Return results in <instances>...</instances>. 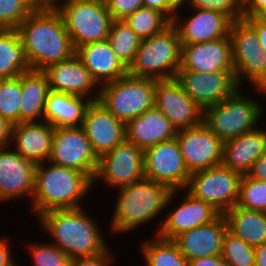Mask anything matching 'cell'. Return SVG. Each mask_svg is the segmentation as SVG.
<instances>
[{"mask_svg":"<svg viewBox=\"0 0 266 266\" xmlns=\"http://www.w3.org/2000/svg\"><path fill=\"white\" fill-rule=\"evenodd\" d=\"M31 70L70 59L76 52L56 8L35 9L17 28Z\"/></svg>","mask_w":266,"mask_h":266,"instance_id":"1","label":"cell"},{"mask_svg":"<svg viewBox=\"0 0 266 266\" xmlns=\"http://www.w3.org/2000/svg\"><path fill=\"white\" fill-rule=\"evenodd\" d=\"M116 201L110 218V231L114 236L126 235L154 219L171 206L181 190H171L168 186L148 178L116 188ZM164 209V210H163Z\"/></svg>","mask_w":266,"mask_h":266,"instance_id":"2","label":"cell"},{"mask_svg":"<svg viewBox=\"0 0 266 266\" xmlns=\"http://www.w3.org/2000/svg\"><path fill=\"white\" fill-rule=\"evenodd\" d=\"M88 211L83 206L51 210L40 215L37 220L41 230L50 236L48 241L71 259L89 257L104 252L110 245L100 227L102 224Z\"/></svg>","mask_w":266,"mask_h":266,"instance_id":"3","label":"cell"},{"mask_svg":"<svg viewBox=\"0 0 266 266\" xmlns=\"http://www.w3.org/2000/svg\"><path fill=\"white\" fill-rule=\"evenodd\" d=\"M92 190L84 173L46 161L36 165L29 207L36 218L51 210L79 208Z\"/></svg>","mask_w":266,"mask_h":266,"instance_id":"4","label":"cell"},{"mask_svg":"<svg viewBox=\"0 0 266 266\" xmlns=\"http://www.w3.org/2000/svg\"><path fill=\"white\" fill-rule=\"evenodd\" d=\"M242 89L239 87L227 99L203 110L204 125L223 142L255 129L265 117L264 104L242 94Z\"/></svg>","mask_w":266,"mask_h":266,"instance_id":"5","label":"cell"},{"mask_svg":"<svg viewBox=\"0 0 266 266\" xmlns=\"http://www.w3.org/2000/svg\"><path fill=\"white\" fill-rule=\"evenodd\" d=\"M181 66V43L176 28L170 24L162 32L141 40L128 74L134 77L168 80Z\"/></svg>","mask_w":266,"mask_h":266,"instance_id":"6","label":"cell"},{"mask_svg":"<svg viewBox=\"0 0 266 266\" xmlns=\"http://www.w3.org/2000/svg\"><path fill=\"white\" fill-rule=\"evenodd\" d=\"M229 37L235 79L239 87L250 83L259 96L266 98V53L255 30L244 20L234 21ZM246 83H243L244 81ZM244 84V85H243Z\"/></svg>","mask_w":266,"mask_h":266,"instance_id":"7","label":"cell"},{"mask_svg":"<svg viewBox=\"0 0 266 266\" xmlns=\"http://www.w3.org/2000/svg\"><path fill=\"white\" fill-rule=\"evenodd\" d=\"M156 80L127 74L101 85L98 102L123 123L154 107Z\"/></svg>","mask_w":266,"mask_h":266,"instance_id":"8","label":"cell"},{"mask_svg":"<svg viewBox=\"0 0 266 266\" xmlns=\"http://www.w3.org/2000/svg\"><path fill=\"white\" fill-rule=\"evenodd\" d=\"M74 49L108 38L112 22L107 5L99 0H69L56 7Z\"/></svg>","mask_w":266,"mask_h":266,"instance_id":"9","label":"cell"},{"mask_svg":"<svg viewBox=\"0 0 266 266\" xmlns=\"http://www.w3.org/2000/svg\"><path fill=\"white\" fill-rule=\"evenodd\" d=\"M242 176L221 164L191 173L184 190L224 215L237 203Z\"/></svg>","mask_w":266,"mask_h":266,"instance_id":"10","label":"cell"},{"mask_svg":"<svg viewBox=\"0 0 266 266\" xmlns=\"http://www.w3.org/2000/svg\"><path fill=\"white\" fill-rule=\"evenodd\" d=\"M144 177V151L125 140L99 157L92 188L103 183V187L115 190Z\"/></svg>","mask_w":266,"mask_h":266,"instance_id":"11","label":"cell"},{"mask_svg":"<svg viewBox=\"0 0 266 266\" xmlns=\"http://www.w3.org/2000/svg\"><path fill=\"white\" fill-rule=\"evenodd\" d=\"M48 161L80 171L92 181L99 157L93 150L82 126L57 127L54 128L52 151Z\"/></svg>","mask_w":266,"mask_h":266,"instance_id":"12","label":"cell"},{"mask_svg":"<svg viewBox=\"0 0 266 266\" xmlns=\"http://www.w3.org/2000/svg\"><path fill=\"white\" fill-rule=\"evenodd\" d=\"M144 172L145 178L164 184L171 190L185 189L191 173L176 137L144 150Z\"/></svg>","mask_w":266,"mask_h":266,"instance_id":"13","label":"cell"},{"mask_svg":"<svg viewBox=\"0 0 266 266\" xmlns=\"http://www.w3.org/2000/svg\"><path fill=\"white\" fill-rule=\"evenodd\" d=\"M183 9L188 12V16L181 14ZM183 9H177L171 22L178 32L181 44L203 43L229 36L234 21L224 13L202 9Z\"/></svg>","mask_w":266,"mask_h":266,"instance_id":"14","label":"cell"},{"mask_svg":"<svg viewBox=\"0 0 266 266\" xmlns=\"http://www.w3.org/2000/svg\"><path fill=\"white\" fill-rule=\"evenodd\" d=\"M176 138L190 173L221 165L224 142L203 122L192 128L178 130Z\"/></svg>","mask_w":266,"mask_h":266,"instance_id":"15","label":"cell"},{"mask_svg":"<svg viewBox=\"0 0 266 266\" xmlns=\"http://www.w3.org/2000/svg\"><path fill=\"white\" fill-rule=\"evenodd\" d=\"M175 79L202 110L222 102L239 88L234 72L178 71Z\"/></svg>","mask_w":266,"mask_h":266,"instance_id":"16","label":"cell"},{"mask_svg":"<svg viewBox=\"0 0 266 266\" xmlns=\"http://www.w3.org/2000/svg\"><path fill=\"white\" fill-rule=\"evenodd\" d=\"M154 107L177 131L203 122V110L183 91L175 78L156 80Z\"/></svg>","mask_w":266,"mask_h":266,"instance_id":"17","label":"cell"},{"mask_svg":"<svg viewBox=\"0 0 266 266\" xmlns=\"http://www.w3.org/2000/svg\"><path fill=\"white\" fill-rule=\"evenodd\" d=\"M36 164L10 146L0 148V204L30 199L34 192ZM26 197V199H25Z\"/></svg>","mask_w":266,"mask_h":266,"instance_id":"18","label":"cell"},{"mask_svg":"<svg viewBox=\"0 0 266 266\" xmlns=\"http://www.w3.org/2000/svg\"><path fill=\"white\" fill-rule=\"evenodd\" d=\"M183 198L174 204L172 210L166 213L165 218L160 221L156 228L155 235L167 240H173L182 232L191 230L195 227L203 226L214 221L220 213L210 204L192 197L184 189L181 190ZM175 208V209H174Z\"/></svg>","mask_w":266,"mask_h":266,"instance_id":"19","label":"cell"},{"mask_svg":"<svg viewBox=\"0 0 266 266\" xmlns=\"http://www.w3.org/2000/svg\"><path fill=\"white\" fill-rule=\"evenodd\" d=\"M43 72L48 78L51 91L81 96L91 102L98 101L101 86L76 54L48 66Z\"/></svg>","mask_w":266,"mask_h":266,"instance_id":"20","label":"cell"},{"mask_svg":"<svg viewBox=\"0 0 266 266\" xmlns=\"http://www.w3.org/2000/svg\"><path fill=\"white\" fill-rule=\"evenodd\" d=\"M178 71L234 72L230 37L181 44V66Z\"/></svg>","mask_w":266,"mask_h":266,"instance_id":"21","label":"cell"},{"mask_svg":"<svg viewBox=\"0 0 266 266\" xmlns=\"http://www.w3.org/2000/svg\"><path fill=\"white\" fill-rule=\"evenodd\" d=\"M82 128L98 157L126 140L125 123L98 101H92L87 107Z\"/></svg>","mask_w":266,"mask_h":266,"instance_id":"22","label":"cell"},{"mask_svg":"<svg viewBox=\"0 0 266 266\" xmlns=\"http://www.w3.org/2000/svg\"><path fill=\"white\" fill-rule=\"evenodd\" d=\"M228 224L223 214H220L209 224L195 227L182 232L173 241L179 251L188 260L202 257L219 256Z\"/></svg>","mask_w":266,"mask_h":266,"instance_id":"23","label":"cell"},{"mask_svg":"<svg viewBox=\"0 0 266 266\" xmlns=\"http://www.w3.org/2000/svg\"><path fill=\"white\" fill-rule=\"evenodd\" d=\"M54 127L46 121L21 122L11 129L10 146L36 165L49 160Z\"/></svg>","mask_w":266,"mask_h":266,"instance_id":"24","label":"cell"},{"mask_svg":"<svg viewBox=\"0 0 266 266\" xmlns=\"http://www.w3.org/2000/svg\"><path fill=\"white\" fill-rule=\"evenodd\" d=\"M265 151L266 129L259 125L251 131L224 142L221 164L244 175Z\"/></svg>","mask_w":266,"mask_h":266,"instance_id":"25","label":"cell"},{"mask_svg":"<svg viewBox=\"0 0 266 266\" xmlns=\"http://www.w3.org/2000/svg\"><path fill=\"white\" fill-rule=\"evenodd\" d=\"M75 54L100 86L128 74V69L107 40L84 44L76 49Z\"/></svg>","mask_w":266,"mask_h":266,"instance_id":"26","label":"cell"},{"mask_svg":"<svg viewBox=\"0 0 266 266\" xmlns=\"http://www.w3.org/2000/svg\"><path fill=\"white\" fill-rule=\"evenodd\" d=\"M126 141L143 151L160 142L176 137L177 130L155 107L125 124Z\"/></svg>","mask_w":266,"mask_h":266,"instance_id":"27","label":"cell"},{"mask_svg":"<svg viewBox=\"0 0 266 266\" xmlns=\"http://www.w3.org/2000/svg\"><path fill=\"white\" fill-rule=\"evenodd\" d=\"M90 103L89 99L81 96L50 90L45 102L44 121L54 128L82 126Z\"/></svg>","mask_w":266,"mask_h":266,"instance_id":"28","label":"cell"},{"mask_svg":"<svg viewBox=\"0 0 266 266\" xmlns=\"http://www.w3.org/2000/svg\"><path fill=\"white\" fill-rule=\"evenodd\" d=\"M20 88V123L44 121L45 102L50 91L46 74L37 70L22 73Z\"/></svg>","mask_w":266,"mask_h":266,"instance_id":"29","label":"cell"},{"mask_svg":"<svg viewBox=\"0 0 266 266\" xmlns=\"http://www.w3.org/2000/svg\"><path fill=\"white\" fill-rule=\"evenodd\" d=\"M228 230L257 247L266 242V212L234 206L224 214Z\"/></svg>","mask_w":266,"mask_h":266,"instance_id":"30","label":"cell"},{"mask_svg":"<svg viewBox=\"0 0 266 266\" xmlns=\"http://www.w3.org/2000/svg\"><path fill=\"white\" fill-rule=\"evenodd\" d=\"M30 70L17 29H0V78H16Z\"/></svg>","mask_w":266,"mask_h":266,"instance_id":"31","label":"cell"},{"mask_svg":"<svg viewBox=\"0 0 266 266\" xmlns=\"http://www.w3.org/2000/svg\"><path fill=\"white\" fill-rule=\"evenodd\" d=\"M140 255L145 266H189L188 260L179 251L173 240H167L153 235L141 241Z\"/></svg>","mask_w":266,"mask_h":266,"instance_id":"32","label":"cell"},{"mask_svg":"<svg viewBox=\"0 0 266 266\" xmlns=\"http://www.w3.org/2000/svg\"><path fill=\"white\" fill-rule=\"evenodd\" d=\"M118 59L128 69L140 47L141 39L123 20H114L107 38Z\"/></svg>","mask_w":266,"mask_h":266,"instance_id":"33","label":"cell"},{"mask_svg":"<svg viewBox=\"0 0 266 266\" xmlns=\"http://www.w3.org/2000/svg\"><path fill=\"white\" fill-rule=\"evenodd\" d=\"M123 21L127 23L141 40L155 36L171 24L163 14L146 7L137 9Z\"/></svg>","mask_w":266,"mask_h":266,"instance_id":"34","label":"cell"},{"mask_svg":"<svg viewBox=\"0 0 266 266\" xmlns=\"http://www.w3.org/2000/svg\"><path fill=\"white\" fill-rule=\"evenodd\" d=\"M221 257L228 266H255V247L227 230Z\"/></svg>","mask_w":266,"mask_h":266,"instance_id":"35","label":"cell"},{"mask_svg":"<svg viewBox=\"0 0 266 266\" xmlns=\"http://www.w3.org/2000/svg\"><path fill=\"white\" fill-rule=\"evenodd\" d=\"M20 76L3 79L0 85V116L10 124L20 123Z\"/></svg>","mask_w":266,"mask_h":266,"instance_id":"36","label":"cell"},{"mask_svg":"<svg viewBox=\"0 0 266 266\" xmlns=\"http://www.w3.org/2000/svg\"><path fill=\"white\" fill-rule=\"evenodd\" d=\"M236 206L266 212V181L244 174L240 181Z\"/></svg>","mask_w":266,"mask_h":266,"instance_id":"37","label":"cell"},{"mask_svg":"<svg viewBox=\"0 0 266 266\" xmlns=\"http://www.w3.org/2000/svg\"><path fill=\"white\" fill-rule=\"evenodd\" d=\"M27 247L33 266H70L71 258L50 242H29Z\"/></svg>","mask_w":266,"mask_h":266,"instance_id":"38","label":"cell"},{"mask_svg":"<svg viewBox=\"0 0 266 266\" xmlns=\"http://www.w3.org/2000/svg\"><path fill=\"white\" fill-rule=\"evenodd\" d=\"M35 9L27 0H0V29H17Z\"/></svg>","mask_w":266,"mask_h":266,"instance_id":"39","label":"cell"},{"mask_svg":"<svg viewBox=\"0 0 266 266\" xmlns=\"http://www.w3.org/2000/svg\"><path fill=\"white\" fill-rule=\"evenodd\" d=\"M183 8L222 12L233 21L243 19V10L236 0H188Z\"/></svg>","mask_w":266,"mask_h":266,"instance_id":"40","label":"cell"},{"mask_svg":"<svg viewBox=\"0 0 266 266\" xmlns=\"http://www.w3.org/2000/svg\"><path fill=\"white\" fill-rule=\"evenodd\" d=\"M106 5L113 20H124L143 7V0H109Z\"/></svg>","mask_w":266,"mask_h":266,"instance_id":"41","label":"cell"},{"mask_svg":"<svg viewBox=\"0 0 266 266\" xmlns=\"http://www.w3.org/2000/svg\"><path fill=\"white\" fill-rule=\"evenodd\" d=\"M115 250H111L110 246L97 255L89 257H78L71 259L70 266H110L115 262ZM114 253V254H113Z\"/></svg>","mask_w":266,"mask_h":266,"instance_id":"42","label":"cell"},{"mask_svg":"<svg viewBox=\"0 0 266 266\" xmlns=\"http://www.w3.org/2000/svg\"><path fill=\"white\" fill-rule=\"evenodd\" d=\"M9 237L11 236L4 235V237H0V266H20L18 265V261H16L17 258L15 259L14 254H12L15 248L12 247L14 243L10 241L14 239Z\"/></svg>","mask_w":266,"mask_h":266,"instance_id":"43","label":"cell"},{"mask_svg":"<svg viewBox=\"0 0 266 266\" xmlns=\"http://www.w3.org/2000/svg\"><path fill=\"white\" fill-rule=\"evenodd\" d=\"M143 7L156 10L163 14L170 22L173 21L177 9L169 0H143Z\"/></svg>","mask_w":266,"mask_h":266,"instance_id":"44","label":"cell"},{"mask_svg":"<svg viewBox=\"0 0 266 266\" xmlns=\"http://www.w3.org/2000/svg\"><path fill=\"white\" fill-rule=\"evenodd\" d=\"M243 19L255 30L259 38L260 46L266 53V20L256 16L243 17Z\"/></svg>","mask_w":266,"mask_h":266,"instance_id":"45","label":"cell"},{"mask_svg":"<svg viewBox=\"0 0 266 266\" xmlns=\"http://www.w3.org/2000/svg\"><path fill=\"white\" fill-rule=\"evenodd\" d=\"M247 175L261 181H266V151L253 163Z\"/></svg>","mask_w":266,"mask_h":266,"instance_id":"46","label":"cell"},{"mask_svg":"<svg viewBox=\"0 0 266 266\" xmlns=\"http://www.w3.org/2000/svg\"><path fill=\"white\" fill-rule=\"evenodd\" d=\"M189 266H228L224 259L219 256L202 257L188 261Z\"/></svg>","mask_w":266,"mask_h":266,"instance_id":"47","label":"cell"},{"mask_svg":"<svg viewBox=\"0 0 266 266\" xmlns=\"http://www.w3.org/2000/svg\"><path fill=\"white\" fill-rule=\"evenodd\" d=\"M12 126V124L0 116V148L10 146Z\"/></svg>","mask_w":266,"mask_h":266,"instance_id":"48","label":"cell"},{"mask_svg":"<svg viewBox=\"0 0 266 266\" xmlns=\"http://www.w3.org/2000/svg\"><path fill=\"white\" fill-rule=\"evenodd\" d=\"M266 6V0H250L243 8V17L256 16Z\"/></svg>","mask_w":266,"mask_h":266,"instance_id":"49","label":"cell"},{"mask_svg":"<svg viewBox=\"0 0 266 266\" xmlns=\"http://www.w3.org/2000/svg\"><path fill=\"white\" fill-rule=\"evenodd\" d=\"M255 266H266V242L255 247Z\"/></svg>","mask_w":266,"mask_h":266,"instance_id":"50","label":"cell"},{"mask_svg":"<svg viewBox=\"0 0 266 266\" xmlns=\"http://www.w3.org/2000/svg\"><path fill=\"white\" fill-rule=\"evenodd\" d=\"M27 1H29L36 9L51 8V0H27Z\"/></svg>","mask_w":266,"mask_h":266,"instance_id":"51","label":"cell"},{"mask_svg":"<svg viewBox=\"0 0 266 266\" xmlns=\"http://www.w3.org/2000/svg\"><path fill=\"white\" fill-rule=\"evenodd\" d=\"M169 1L176 9L185 7L188 2V0H169Z\"/></svg>","mask_w":266,"mask_h":266,"instance_id":"52","label":"cell"},{"mask_svg":"<svg viewBox=\"0 0 266 266\" xmlns=\"http://www.w3.org/2000/svg\"><path fill=\"white\" fill-rule=\"evenodd\" d=\"M66 1H69V0H51V8H56L61 3L66 2Z\"/></svg>","mask_w":266,"mask_h":266,"instance_id":"53","label":"cell"},{"mask_svg":"<svg viewBox=\"0 0 266 266\" xmlns=\"http://www.w3.org/2000/svg\"><path fill=\"white\" fill-rule=\"evenodd\" d=\"M256 17L266 20V6L256 15Z\"/></svg>","mask_w":266,"mask_h":266,"instance_id":"54","label":"cell"},{"mask_svg":"<svg viewBox=\"0 0 266 266\" xmlns=\"http://www.w3.org/2000/svg\"><path fill=\"white\" fill-rule=\"evenodd\" d=\"M238 4L243 8L250 0H236Z\"/></svg>","mask_w":266,"mask_h":266,"instance_id":"55","label":"cell"},{"mask_svg":"<svg viewBox=\"0 0 266 266\" xmlns=\"http://www.w3.org/2000/svg\"><path fill=\"white\" fill-rule=\"evenodd\" d=\"M99 1L106 4L109 0H99Z\"/></svg>","mask_w":266,"mask_h":266,"instance_id":"56","label":"cell"}]
</instances>
